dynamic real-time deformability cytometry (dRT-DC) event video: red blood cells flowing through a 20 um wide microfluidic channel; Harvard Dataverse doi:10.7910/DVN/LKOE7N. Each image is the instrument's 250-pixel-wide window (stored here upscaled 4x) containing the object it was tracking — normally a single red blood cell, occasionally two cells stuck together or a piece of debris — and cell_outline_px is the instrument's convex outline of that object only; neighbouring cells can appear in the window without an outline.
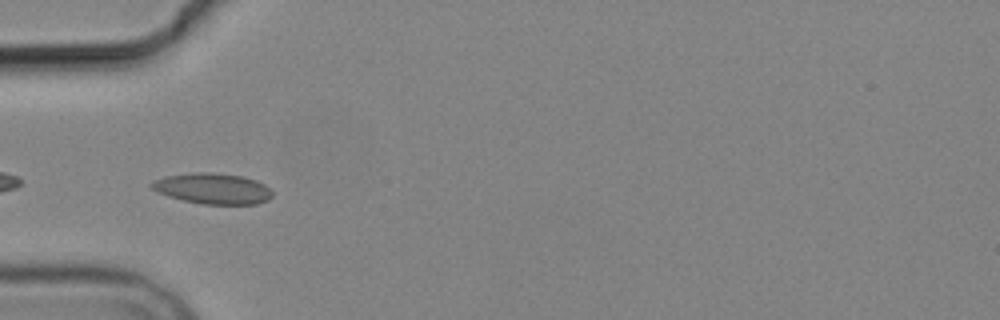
{"species": "common noctule bat (a hibernating species)", "species_latin": "Nyctalus noctula", "temperature_condition": "cold", "stored_images_in_passage": 9, "camera_frame_rate_fps": 3000, "um_per_image_px": 0.085, "animal": {"sex": "male", "body_mass_g": 19.2, "forearm_length_mm": 51.8}, "frame": {"image": 1, "passage_image": 5, "time_ms": 4.667, "image_size_px": [1000, 320], "cell_outline_px": [[272, 196], [268, 200], [256, 204], [204, 204], [184, 200], [168, 196], [156, 192], [148, 184], [152, 180], [164, 176], [192, 172], [212, 172], [244, 176], [256, 180], [264, 184], [272, 192]], "centroid_in_image_um": [18.05, 16.01], "position_along_channel_um": 67.0, "area_um2": 21.85}}
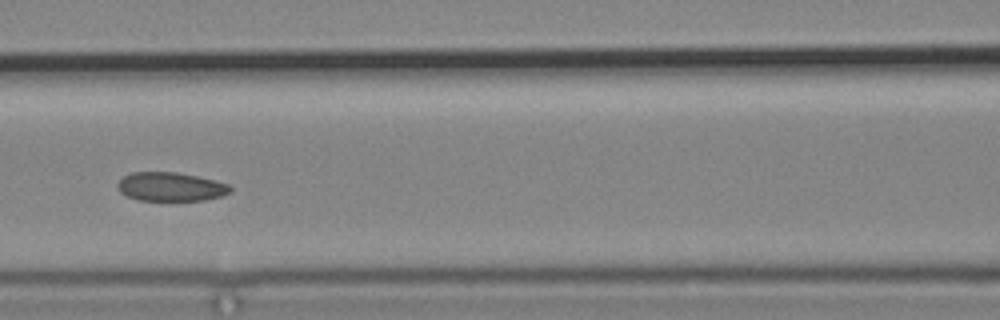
{"frame": {"image": 2, "passage_image": 7, "time_ms": 7.0, "image_size_px": [1000, 320], "cell_outline_px": [[232, 192], [220, 196], [204, 200], [140, 200], [128, 196], [120, 192], [116, 184], [124, 176], [132, 172], [176, 172], [196, 176], [228, 184], [232, 188]], "centroid_in_image_um": [14.5, 15.87], "position_along_channel_um": 152.1, "area_um2": 18.73}}
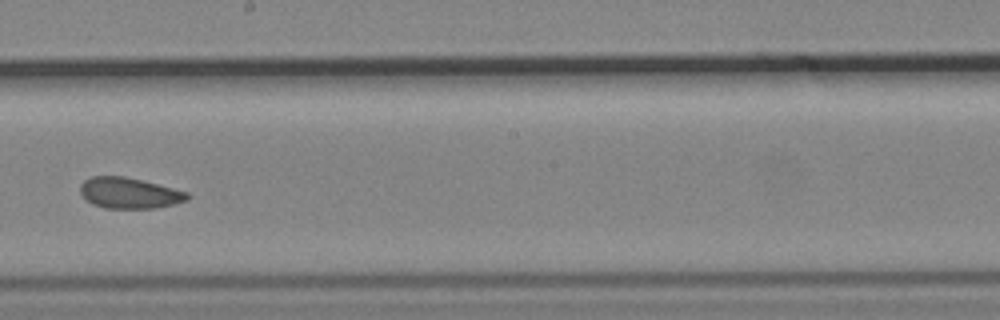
{"frame": {"image": 3, "passage_image": 9, "time_ms": 9.333, "image_size_px": [1000, 320], "cell_outline_px": [[192, 196], [188, 200], [156, 208], [104, 208], [92, 204], [80, 192], [80, 184], [84, 180], [92, 176], [124, 176], [188, 192]], "centroid_in_image_um": [10.99, 16.41], "position_along_channel_um": 237.2, "area_um2": 19.13}}